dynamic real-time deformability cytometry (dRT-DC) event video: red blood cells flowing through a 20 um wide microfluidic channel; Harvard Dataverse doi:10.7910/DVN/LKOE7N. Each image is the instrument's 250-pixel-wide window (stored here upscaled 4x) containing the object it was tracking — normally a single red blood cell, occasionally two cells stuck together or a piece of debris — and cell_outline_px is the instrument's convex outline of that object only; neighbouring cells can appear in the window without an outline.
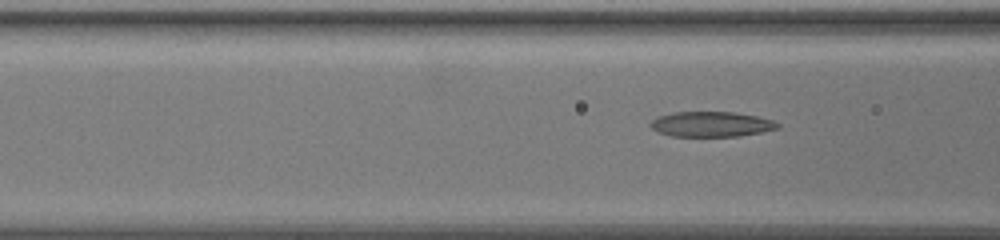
{"species": "common noctule bat (a hibernating species)", "species_latin": "Nyctalus noctula", "temperature_condition": "warm", "stored_images_in_passage": 9, "camera_frame_rate_fps": 3000, "um_per_image_px": 0.085, "animal": {"sex": "female", "body_mass_g": 19.5, "forearm_length_mm": 54.1}, "frame": {"image": 1, "passage_image": 6, "time_ms": 1.667, "image_size_px": [1000, 240], "cell_outline_px": [[780, 128], [740, 136], [672, 136], [660, 132], [652, 128], [648, 124], [656, 116], [672, 112], [736, 112], [756, 116], [772, 120], [780, 124]], "centroid_in_image_um": [60.45, 10.55], "position_along_channel_um": 106.2, "area_um2": 18.67}}